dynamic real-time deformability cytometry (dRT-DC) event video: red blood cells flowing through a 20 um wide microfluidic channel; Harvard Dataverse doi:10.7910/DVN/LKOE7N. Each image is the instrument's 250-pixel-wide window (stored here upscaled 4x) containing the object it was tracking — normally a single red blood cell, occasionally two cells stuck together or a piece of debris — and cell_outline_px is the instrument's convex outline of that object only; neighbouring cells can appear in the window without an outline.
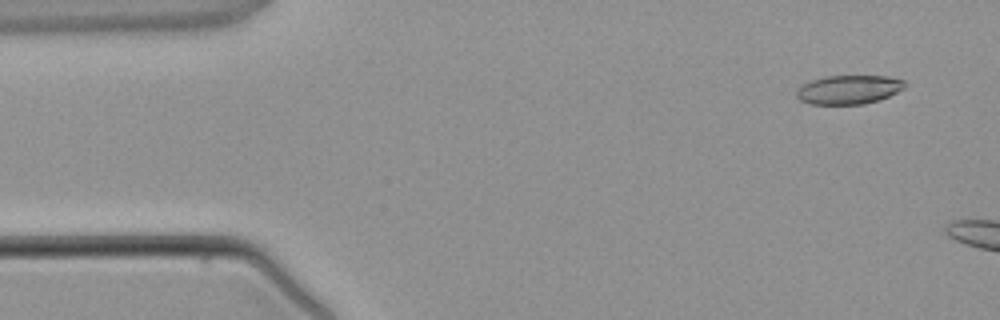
{"species": "common noctule bat (a hibernating species)", "species_latin": "Nyctalus noctula", "temperature_condition": "warm", "stored_images_in_passage": 2, "camera_frame_rate_fps": 3000, "um_per_image_px": 0.085, "animal": {"sex": "male", "body_mass_g": 21.5, "forearm_length_mm": 52.0}, "frame": {"image": 1, "passage_image": 1, "time_ms": 0.0, "image_size_px": [1000, 320], "cell_outline_px": [[908, 84], [904, 88], [880, 100], [864, 104], [812, 104], [800, 100], [796, 96], [796, 92], [804, 84], [812, 80], [824, 76], [888, 76], [904, 80]], "centroid_in_image_um": [72.18, 7.61], "position_along_channel_um": 12.8, "area_um2": 18.21}}